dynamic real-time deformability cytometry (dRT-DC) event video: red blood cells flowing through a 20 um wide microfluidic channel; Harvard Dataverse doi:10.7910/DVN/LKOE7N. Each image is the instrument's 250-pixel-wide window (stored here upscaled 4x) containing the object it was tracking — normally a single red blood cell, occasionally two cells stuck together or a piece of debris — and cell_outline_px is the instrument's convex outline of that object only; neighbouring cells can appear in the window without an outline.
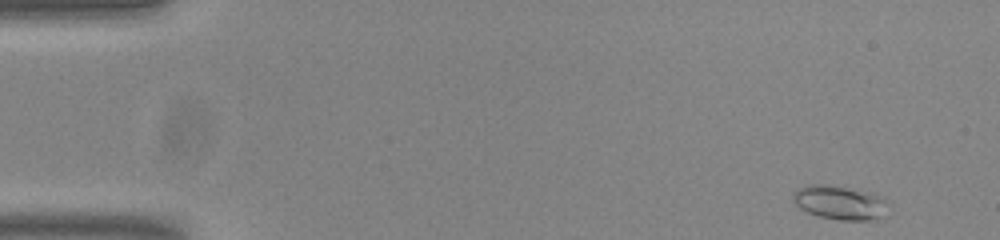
{"species": "common noctule bat (a hibernating species)", "species_latin": "Nyctalus noctula", "temperature_condition": "room temperature", "stored_images_in_passage": 51, "camera_frame_rate_fps": 3000, "um_per_image_px": 0.085, "animal": {"sex": "male", "body_mass_g": 20.0, "forearm_length_mm": 53.3}, "frame": {"image": 1, "passage_image": 1, "time_ms": 0.0, "image_size_px": [1000, 240], "cell_outline_px": [[888, 216], [868, 220], [840, 220], [820, 216], [808, 212], [800, 208], [792, 200], [792, 192], [796, 188], [808, 184], [824, 184], [872, 192], [888, 200]], "centroid_in_image_um": [71.42, 17.21], "position_along_channel_um": 13.6, "area_um2": 19.25}}
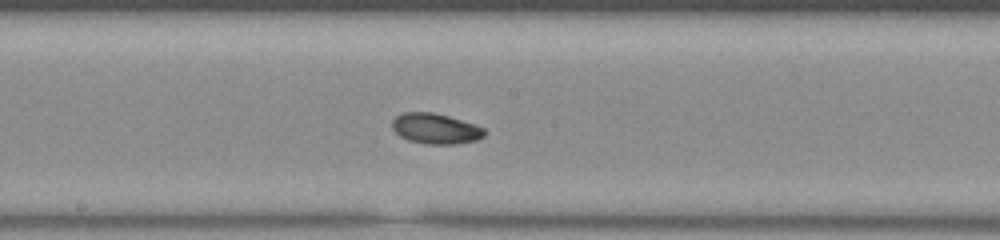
{"frame": {"image": 2, "passage_image": 26, "time_ms": 8.333, "image_size_px": [1000, 240], "cell_outline_px": [[488, 132], [484, 136], [476, 140], [456, 144], [424, 144], [408, 140], [400, 136], [392, 128], [392, 120], [396, 116], [404, 112], [432, 112], [448, 116], [476, 124], [484, 128]], "centroid_in_image_um": [37.04, 10.93], "position_along_channel_um": 211.2, "area_um2": 16.53}}
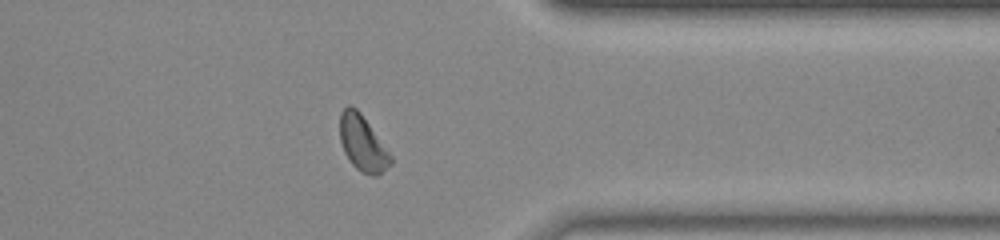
{"frame": {"image": 3, "passage_image": 40, "time_ms": 13.0, "image_size_px": [1000, 240], "cell_outline_px": [[392, 164], [376, 176], [372, 176], [356, 168], [352, 164], [344, 152], [340, 140], [340, 112], [348, 104], [352, 104], [360, 112], [392, 156]], "centroid_in_image_um": [30.81, 12.16], "position_along_channel_um": 380.6, "area_um2": 16.3}, "authors_computed_cell_mechanics": {"area_um2": 16.2996, "velocity_mm_per_s": 3.8151, "shape_relaxation_time_tau1_ms": 3.7091, "shape_relaxation_time_tau2_ms": 8.255, "deformation_change_tau1": 0.0862, "deformation_change_tau2": 0.118}}